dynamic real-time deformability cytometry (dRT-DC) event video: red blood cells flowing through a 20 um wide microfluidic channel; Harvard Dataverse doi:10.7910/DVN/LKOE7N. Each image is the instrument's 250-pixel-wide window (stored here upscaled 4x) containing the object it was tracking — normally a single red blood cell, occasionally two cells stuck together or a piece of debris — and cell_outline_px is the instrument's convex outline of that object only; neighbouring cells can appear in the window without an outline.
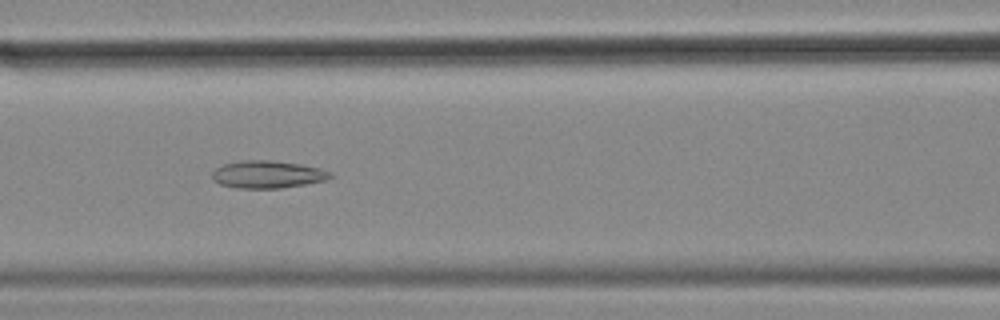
{"species": "common noctule bat (a hibernating species)", "species_latin": "Nyctalus noctula", "temperature_condition": "cold", "stored_images_in_passage": 56, "camera_frame_rate_fps": 3000, "um_per_image_px": 0.085, "animal": {"sex": "female", "body_mass_g": 18.4}, "frame": {"image": 1, "passage_image": 24, "time_ms": 7.667, "image_size_px": [1000, 320], "cell_outline_px": [[332, 176], [328, 180], [280, 188], [236, 188], [220, 184], [212, 180], [212, 172], [216, 168], [224, 164], [240, 160], [272, 160], [300, 164], [320, 168], [332, 172]], "centroid_in_image_um": [22.74, 14.82], "position_along_channel_um": 143.9, "area_um2": 19.02}}
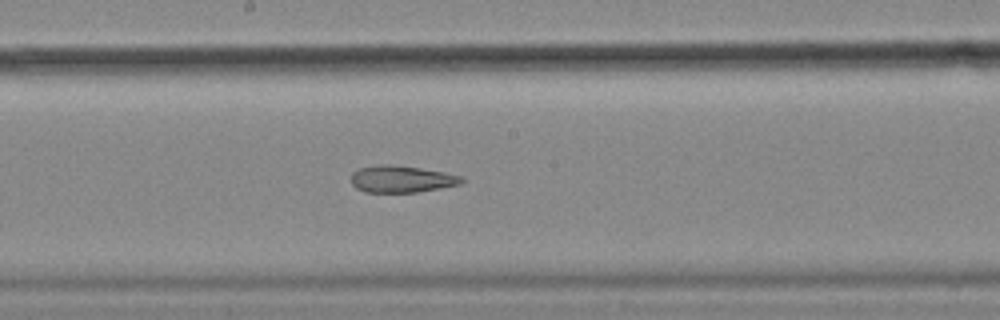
{"frame": {"image": 2, "passage_image": 30, "time_ms": 9.667, "image_size_px": [1000, 320], "cell_outline_px": [[464, 180], [460, 184], [420, 192], [364, 192], [356, 188], [352, 184], [352, 172], [360, 168], [380, 164], [392, 164], [420, 168], [444, 172], [464, 176]], "centroid_in_image_um": [34.14, 15.22], "position_along_channel_um": 214.1, "area_um2": 17.4}}
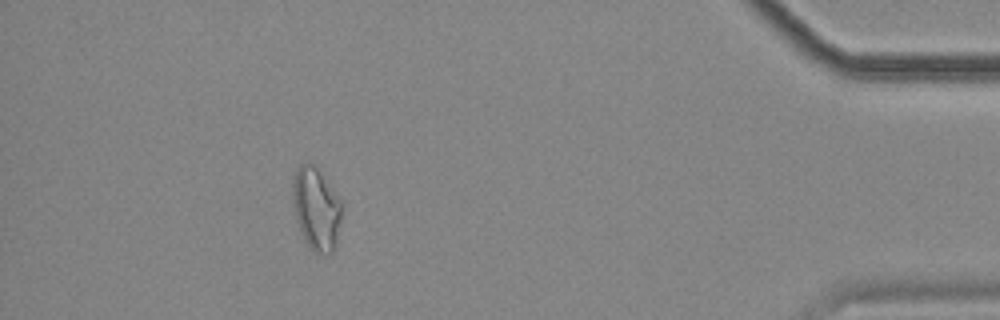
{"frame": {"image": 3, "passage_image": 51, "time_ms": 16.667, "image_size_px": [1000, 320], "cell_outline_px": [[344, 200], [336, 244], [332, 252], [328, 256], [312, 252], [308, 248], [300, 232], [296, 220], [292, 200], [292, 180], [300, 164], [308, 160], [316, 164]], "centroid_in_image_um": [26.9, 17.71], "position_along_channel_um": 408.3, "area_um2": 24.91}, "authors_computed_cell_mechanics": {"area_um2": 22.1663, "velocity_mm_per_s": 3.528, "shape_relaxation_time_tau1_ms": null, "shape_relaxation_time_tau2_ms": 4.0908, "deformation_change_tau1": null, "deformation_change_tau2": 0.128}}